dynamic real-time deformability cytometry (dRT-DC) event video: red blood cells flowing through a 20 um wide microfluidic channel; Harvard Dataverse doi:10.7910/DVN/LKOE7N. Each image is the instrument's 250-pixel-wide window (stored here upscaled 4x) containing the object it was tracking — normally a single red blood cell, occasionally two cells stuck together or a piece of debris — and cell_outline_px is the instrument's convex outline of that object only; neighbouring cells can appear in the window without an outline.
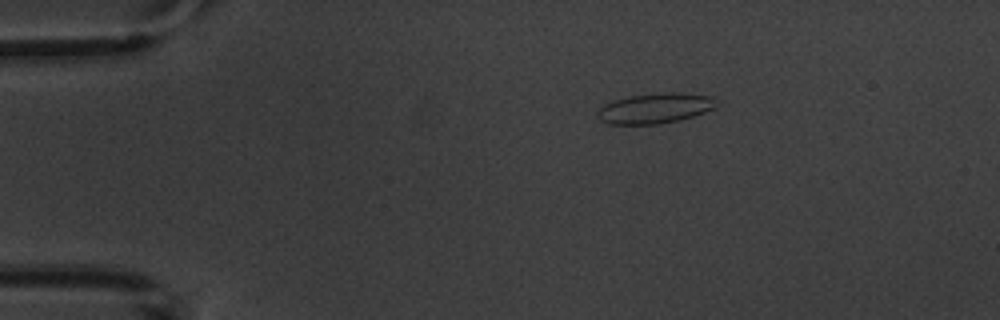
{"species": "common noctule bat (a hibernating species)", "species_latin": "Nyctalus noctula", "temperature_condition": "warm", "stored_images_in_passage": 5, "camera_frame_rate_fps": 3000, "um_per_image_px": 0.085, "animal": {"sex": "male", "body_mass_g": 20.1, "forearm_length_mm": 53.5}, "frame": {"image": 1, "passage_image": 2, "time_ms": 1.333, "image_size_px": [1000, 320], "cell_outline_px": [[716, 108], [680, 120], [660, 124], [608, 124], [600, 120], [596, 116], [596, 112], [604, 104], [628, 96], [664, 92], [672, 92], [712, 96]], "centroid_in_image_um": [55.64, 9.21], "position_along_channel_um": 29.4, "area_um2": 20.87}}